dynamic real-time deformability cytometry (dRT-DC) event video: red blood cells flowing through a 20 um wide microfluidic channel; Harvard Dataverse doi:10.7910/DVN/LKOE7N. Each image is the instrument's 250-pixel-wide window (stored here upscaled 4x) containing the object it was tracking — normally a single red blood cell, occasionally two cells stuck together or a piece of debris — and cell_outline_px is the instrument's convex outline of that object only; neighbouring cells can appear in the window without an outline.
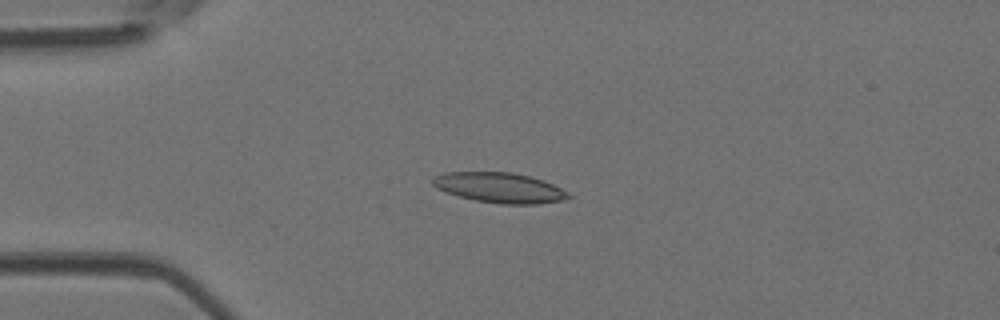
{"species": "Egyptian fruit bat (a non-hibernating species)", "species_latin": "Rousettus aegyptiacus", "temperature_condition": "room temperature", "stored_images_in_passage": 7, "camera_frame_rate_fps": 3000, "um_per_image_px": 0.085, "animal": {"sex": "female"}, "frame": {"image": 1, "passage_image": 4, "time_ms": 1.0, "image_size_px": [1000, 320], "cell_outline_px": [[572, 196], [564, 200], [536, 204], [500, 204], [476, 200], [444, 192], [436, 188], [432, 184], [432, 180], [436, 176], [444, 172], [512, 172], [532, 176], [544, 180], [568, 192]], "centroid_in_image_um": [42.47, 15.95], "position_along_channel_um": 42.5, "area_um2": 23.93}}
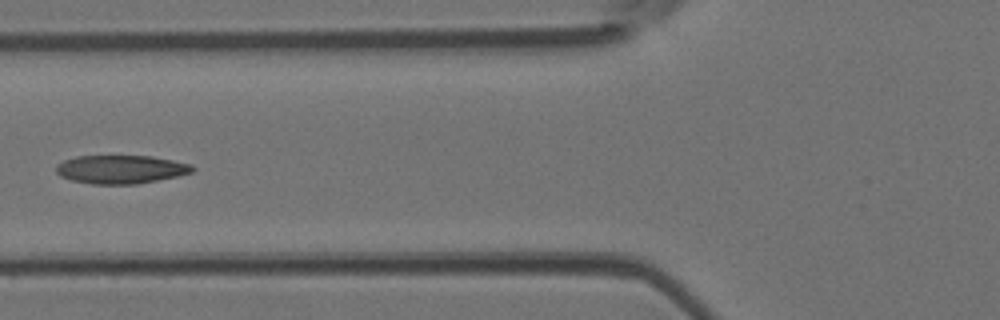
{"frame": {"image": 2, "passage_image": 6, "time_ms": 1.667, "image_size_px": [1000, 320], "cell_outline_px": [[196, 168], [192, 172], [176, 176], [136, 184], [92, 184], [72, 180], [60, 176], [56, 172], [56, 164], [64, 160], [76, 156], [152, 156], [192, 164]], "centroid_in_image_um": [10.26, 14.39], "position_along_channel_um": 115.5, "area_um2": 22.54}}
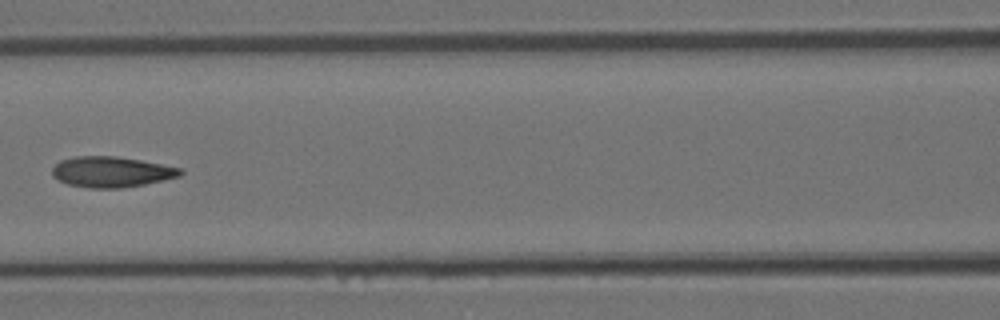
{"frame": {"image": 3, "passage_image": 7, "time_ms": 2.0, "image_size_px": [1000, 320], "cell_outline_px": [[184, 172], [180, 176], [164, 180], [144, 184], [120, 188], [88, 188], [68, 184], [52, 176], [52, 168], [60, 160], [76, 156], [116, 156], [140, 160], [184, 168]], "centroid_in_image_um": [9.49, 14.61], "position_along_channel_um": 157.1, "area_um2": 22.95}}